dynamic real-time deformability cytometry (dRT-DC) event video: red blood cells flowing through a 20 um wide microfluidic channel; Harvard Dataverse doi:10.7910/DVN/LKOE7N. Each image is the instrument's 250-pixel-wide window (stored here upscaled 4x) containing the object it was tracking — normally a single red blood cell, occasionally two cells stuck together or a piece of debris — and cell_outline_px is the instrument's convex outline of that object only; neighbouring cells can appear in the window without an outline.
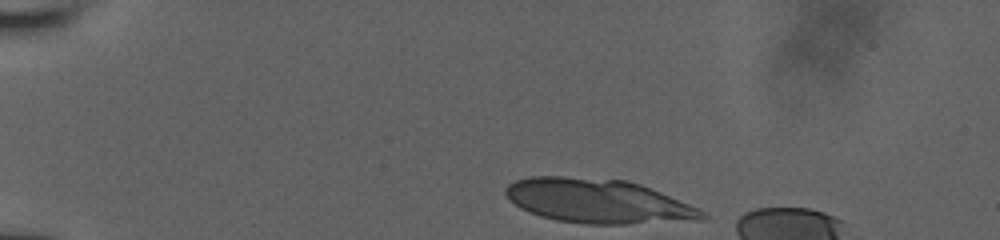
{"species": "human", "species_latin": "Homo sapiens", "temperature_condition": "room temperature", "stored_images_in_passage": 9, "camera_frame_rate_fps": 3000, "um_per_image_px": 0.085, "donor": {"sex": "male"}, "frame": {"image": 1, "passage_image": 1, "time_ms": 0.0, "image_size_px": [1000, 240], "cell_outline_px": [[708, 216], [704, 220], [624, 224], [584, 224], [556, 220], [540, 216], [520, 208], [504, 192], [504, 188], [508, 184], [516, 180], [532, 176], [564, 176], [628, 180], [640, 184], [660, 192], [688, 204], [704, 212]], "centroid_in_image_um": [50.82, 17.09], "position_along_channel_um": 34.2, "area_um2": 50.52}}